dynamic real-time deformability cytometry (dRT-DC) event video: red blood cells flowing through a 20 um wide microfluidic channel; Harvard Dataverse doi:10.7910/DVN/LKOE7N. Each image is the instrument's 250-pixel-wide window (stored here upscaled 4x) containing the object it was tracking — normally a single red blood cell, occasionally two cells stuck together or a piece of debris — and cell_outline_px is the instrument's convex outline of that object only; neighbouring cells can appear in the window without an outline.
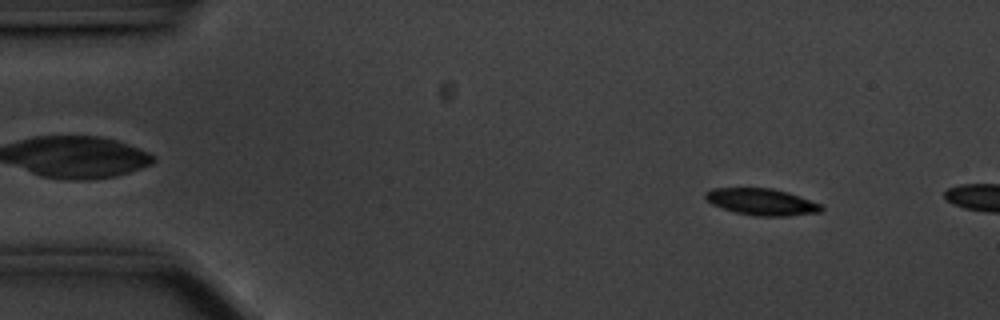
{"species": "common noctule bat (a hibernating species)", "species_latin": "Nyctalus noctula", "temperature_condition": "cold", "stored_images_in_passage": 10, "camera_frame_rate_fps": 3000, "um_per_image_px": 0.085, "animal": {"sex": "male", "body_mass_g": 20.1, "forearm_length_mm": 53.5}, "frame": {"image": 1, "passage_image": 6, "time_ms": 1.667, "image_size_px": [1000, 320], "cell_outline_px": [[824, 208], [820, 212], [788, 216], [756, 216], [736, 212], [712, 204], [704, 196], [704, 192], [712, 188], [772, 188], [788, 192], [820, 204]], "centroid_in_image_um": [64.74, 17.15], "position_along_channel_um": 20.3, "area_um2": 17.86}}